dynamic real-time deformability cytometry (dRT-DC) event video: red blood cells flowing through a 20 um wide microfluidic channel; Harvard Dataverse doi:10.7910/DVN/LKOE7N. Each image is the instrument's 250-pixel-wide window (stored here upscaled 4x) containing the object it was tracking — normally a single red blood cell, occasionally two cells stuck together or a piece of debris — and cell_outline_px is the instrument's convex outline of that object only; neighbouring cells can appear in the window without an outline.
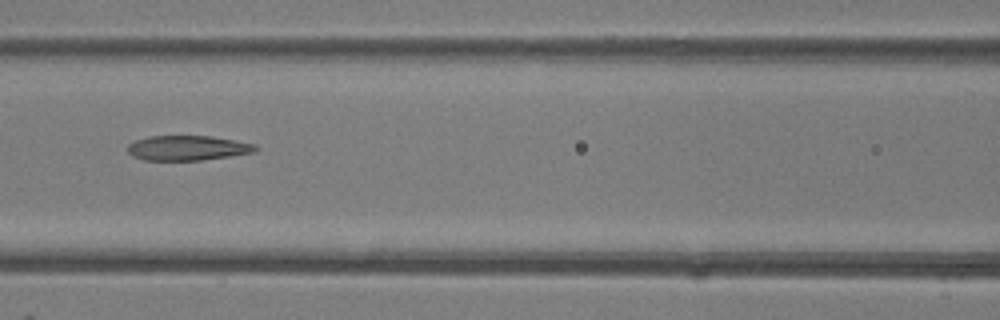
{"species": "common noctule bat (a hibernating species)", "species_latin": "Nyctalus noctula", "temperature_condition": "room temperature", "stored_images_in_passage": 6, "camera_frame_rate_fps": 3000, "um_per_image_px": 0.085, "animal": {"sex": "female"}, "frame": {"image": 1, "passage_image": 6, "time_ms": 6.667, "image_size_px": [1000, 320], "cell_outline_px": [[260, 148], [256, 152], [200, 160], [144, 160], [132, 156], [128, 152], [128, 144], [136, 140], [148, 136], [212, 136], [256, 144]], "centroid_in_image_um": [15.96, 12.57], "position_along_channel_um": 150.6, "area_um2": 18.55}}